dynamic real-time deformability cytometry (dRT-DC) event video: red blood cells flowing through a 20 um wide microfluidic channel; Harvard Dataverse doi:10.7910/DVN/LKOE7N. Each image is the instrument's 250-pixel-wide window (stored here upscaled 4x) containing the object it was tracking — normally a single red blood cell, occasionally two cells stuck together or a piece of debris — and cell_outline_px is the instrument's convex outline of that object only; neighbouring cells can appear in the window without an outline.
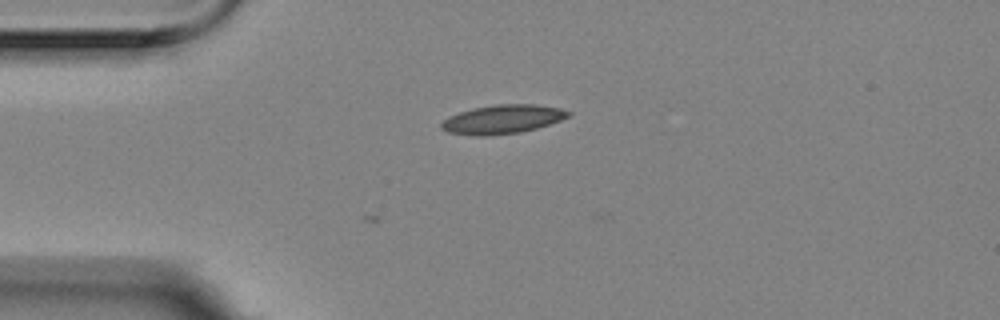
{"species": "Egyptian fruit bat (a non-hibernating species)", "species_latin": "Rousettus aegyptiacus", "temperature_condition": "room temperature", "stored_images_in_passage": 2, "camera_frame_rate_fps": 3000, "um_per_image_px": 0.085, "animal": {"sex": "female"}, "frame": {"image": 1, "passage_image": 1, "time_ms": 0.0, "image_size_px": [1000, 320], "cell_outline_px": [[572, 116], [536, 128], [520, 132], [484, 136], [480, 136], [448, 132], [440, 128], [440, 124], [448, 116], [472, 108], [492, 104], [536, 104], [560, 108], [572, 112]], "centroid_in_image_um": [42.72, 10.12], "position_along_channel_um": 42.3, "area_um2": 21.39}}